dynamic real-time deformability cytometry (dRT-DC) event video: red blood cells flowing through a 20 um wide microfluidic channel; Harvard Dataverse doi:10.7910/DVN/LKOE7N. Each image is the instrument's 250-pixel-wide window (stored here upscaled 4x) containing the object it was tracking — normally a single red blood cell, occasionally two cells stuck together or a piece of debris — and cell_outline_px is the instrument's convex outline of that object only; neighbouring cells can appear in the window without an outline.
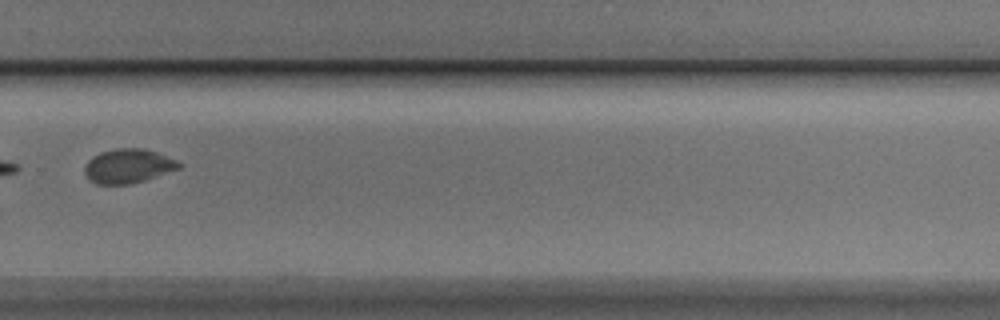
{"species": "Egyptian fruit bat (a non-hibernating species)", "species_latin": "Rousettus aegyptiacus", "temperature_condition": "cold", "stored_images_in_passage": 14, "camera_frame_rate_fps": 3000, "um_per_image_px": 0.085, "animal": {"sex": "male"}, "frame": {"image": 1, "passage_image": 10, "time_ms": 11.333, "image_size_px": [1000, 320], "cell_outline_px": [[184, 164], [180, 168], [144, 180], [128, 184], [96, 184], [84, 172], [84, 168], [88, 160], [92, 156], [100, 152], [116, 148], [144, 148], [156, 152], [176, 160]], "centroid_in_image_um": [10.89, 14.1], "position_along_channel_um": 318.9, "area_um2": 18.67}}